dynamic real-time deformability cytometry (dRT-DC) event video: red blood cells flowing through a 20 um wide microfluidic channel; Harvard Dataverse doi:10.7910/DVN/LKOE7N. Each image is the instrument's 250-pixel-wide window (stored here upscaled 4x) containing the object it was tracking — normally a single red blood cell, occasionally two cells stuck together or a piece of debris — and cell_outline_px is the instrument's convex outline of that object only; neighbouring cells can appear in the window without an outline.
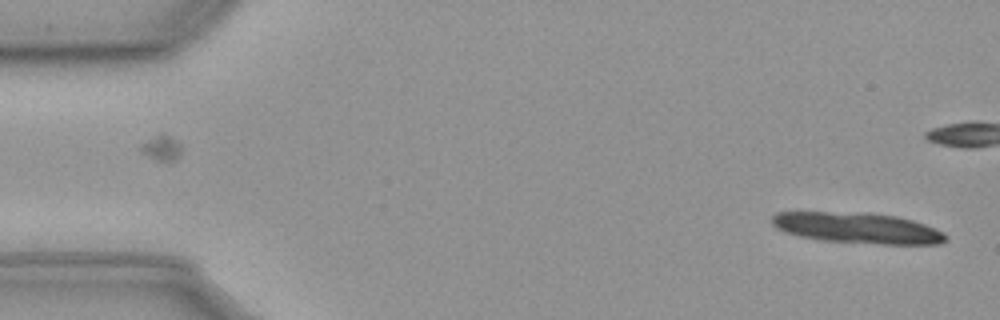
{"species": "common noctule bat (a hibernating species)", "species_latin": "Nyctalus noctula", "temperature_condition": "cold", "stored_images_in_passage": 12, "camera_frame_rate_fps": 3000, "um_per_image_px": 0.085, "animal": {"sex": "male", "body_mass_g": 23.1, "forearm_length_mm": 52.7}, "frame": {"image": 1, "passage_image": 1, "time_ms": 0.0, "image_size_px": [1000, 320], "cell_outline_px": [[948, 240], [944, 244], [880, 244], [820, 240], [800, 236], [784, 232], [776, 228], [772, 224], [772, 216], [776, 212], [828, 212], [896, 216], [912, 220], [924, 224], [944, 232], [948, 236]], "centroid_in_image_um": [72.9, 19.4], "position_along_channel_um": 12.1, "area_um2": 30.87}}